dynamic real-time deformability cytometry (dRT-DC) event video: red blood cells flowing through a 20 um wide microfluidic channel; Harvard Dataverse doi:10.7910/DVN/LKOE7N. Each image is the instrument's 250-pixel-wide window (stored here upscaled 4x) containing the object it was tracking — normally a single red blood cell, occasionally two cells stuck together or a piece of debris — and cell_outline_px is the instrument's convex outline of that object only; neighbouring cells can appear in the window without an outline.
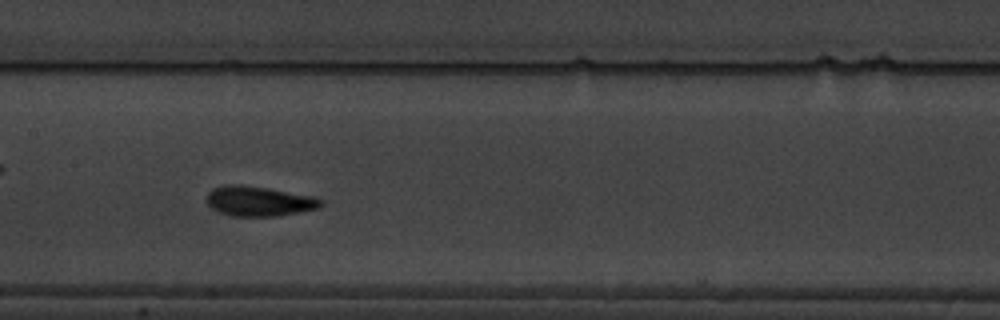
{"species": "common noctule bat (a hibernating species)", "species_latin": "Nyctalus noctula", "temperature_condition": "warm", "stored_images_in_passage": 15, "camera_frame_rate_fps": 3000, "um_per_image_px": 0.085, "animal": {"sex": "male", "body_mass_g": 19.5, "forearm_length_mm": 54.6}, "frame": {"image": 1, "passage_image": 7, "time_ms": 7.667, "image_size_px": [1000, 320], "cell_outline_px": [[324, 204], [320, 208], [276, 216], [232, 216], [220, 212], [212, 208], [208, 204], [208, 192], [212, 188], [224, 184], [236, 184], [268, 188], [312, 196], [324, 200]], "centroid_in_image_um": [22.03, 17.09], "position_along_channel_um": 185.4, "area_um2": 19.88}}
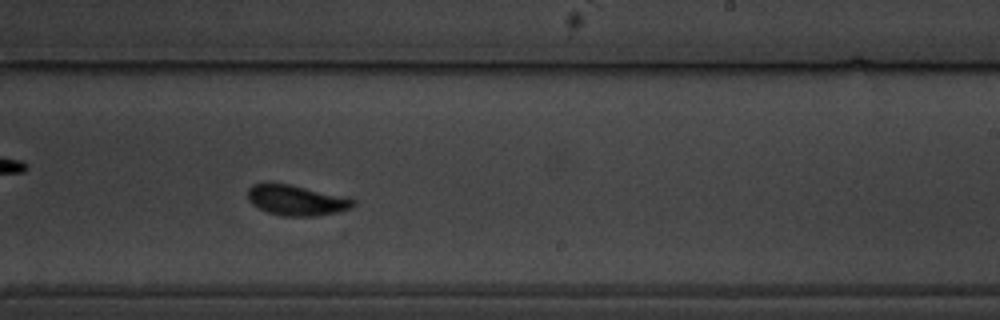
{"frame": {"image": 2, "passage_image": 9, "time_ms": 10.0, "image_size_px": [1000, 320], "cell_outline_px": [[356, 204], [352, 208], [336, 212], [316, 216], [284, 216], [268, 212], [252, 204], [248, 200], [248, 188], [252, 184], [264, 180], [268, 180], [288, 184], [356, 200]], "centroid_in_image_um": [25.11, 16.99], "position_along_channel_um": 263.9, "area_um2": 18.73}}
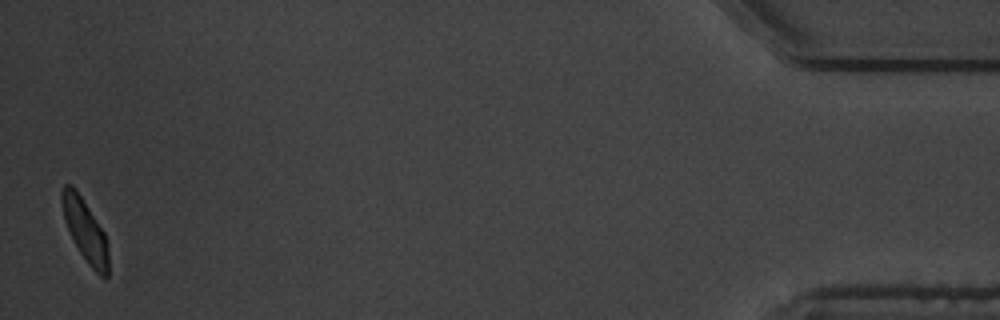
{"frame": {"image": 3, "passage_image": 15, "time_ms": 17.333, "image_size_px": [1000, 320], "cell_outline_px": [[108, 276], [104, 280], [88, 264], [80, 252], [64, 220], [60, 200], [60, 192], [64, 184], [72, 184], [76, 188], [104, 232], [108, 244]], "centroid_in_image_um": [7.23, 19.55], "position_along_channel_um": 428.0, "area_um2": 16.94}, "authors_computed_cell_mechanics": {"area_um2": 18.3804, "velocity_mm_per_s": 3.3722, "shape_relaxation_time_tau1_ms": 1.7968, "shape_relaxation_time_tau2_ms": 0.377, "deformation_change_tau1": 0.1126, "deformation_change_tau2": 0.048}}